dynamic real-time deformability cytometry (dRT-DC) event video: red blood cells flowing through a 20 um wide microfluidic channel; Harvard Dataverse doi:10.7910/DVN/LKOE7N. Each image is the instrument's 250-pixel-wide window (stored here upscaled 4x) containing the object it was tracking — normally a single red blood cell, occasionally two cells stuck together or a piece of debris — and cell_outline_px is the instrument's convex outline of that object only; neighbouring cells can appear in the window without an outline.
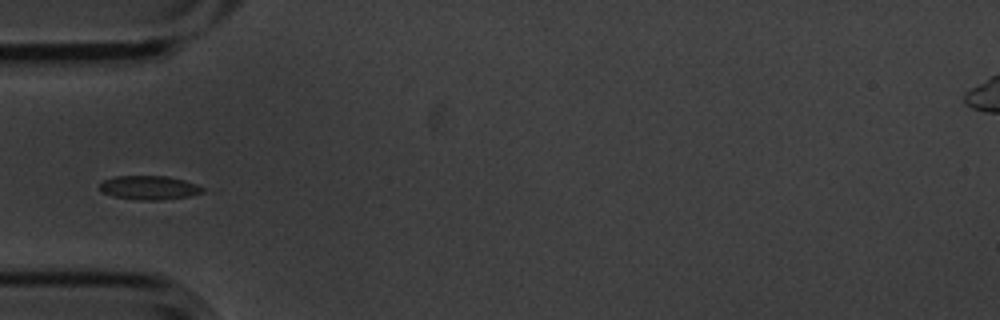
{"species": "common noctule bat (a hibernating species)", "species_latin": "Nyctalus noctula", "temperature_condition": "cold", "stored_images_in_passage": 6, "camera_frame_rate_fps": 3000, "um_per_image_px": 0.085, "animal": {"sex": "male", "body_mass_g": 20.1, "forearm_length_mm": 53.5}, "frame": {"image": 1, "passage_image": 6, "time_ms": 1.667, "image_size_px": [1000, 320], "cell_outline_px": [[204, 192], [188, 196], [164, 200], [140, 200], [112, 196], [104, 192], [100, 188], [100, 184], [104, 180], [116, 176], [168, 176], [184, 180], [196, 184], [204, 188]], "centroid_in_image_um": [12.7, 15.95], "position_along_channel_um": 72.3, "area_um2": 14.28}}